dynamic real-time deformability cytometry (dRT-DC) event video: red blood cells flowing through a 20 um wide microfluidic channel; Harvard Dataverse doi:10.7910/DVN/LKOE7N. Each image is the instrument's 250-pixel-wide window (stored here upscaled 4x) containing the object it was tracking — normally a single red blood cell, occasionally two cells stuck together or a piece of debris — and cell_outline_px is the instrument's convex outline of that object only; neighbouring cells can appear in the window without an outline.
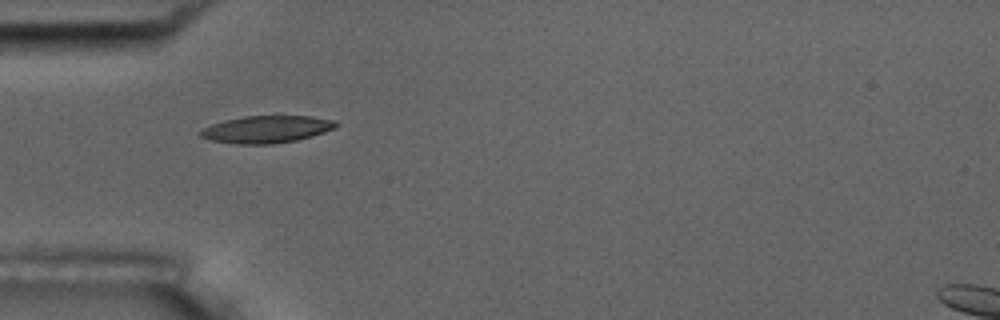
{"species": "common noctule bat (a hibernating species)", "species_latin": "Nyctalus noctula", "temperature_condition": "room temperature", "stored_images_in_passage": 6, "camera_frame_rate_fps": 3000, "um_per_image_px": 0.085, "animal": {"sex": "male", "body_mass_g": 17.5, "forearm_length_mm": 52.3}, "frame": {"image": 1, "passage_image": 5, "time_ms": 5.667, "image_size_px": [1000, 320], "cell_outline_px": [[336, 128], [312, 136], [296, 140], [272, 144], [236, 144], [212, 140], [200, 136], [196, 132], [200, 128], [224, 120], [244, 116], [312, 116], [336, 120]], "centroid_in_image_um": [22.62, 10.99], "position_along_channel_um": 62.4, "area_um2": 21.62}}